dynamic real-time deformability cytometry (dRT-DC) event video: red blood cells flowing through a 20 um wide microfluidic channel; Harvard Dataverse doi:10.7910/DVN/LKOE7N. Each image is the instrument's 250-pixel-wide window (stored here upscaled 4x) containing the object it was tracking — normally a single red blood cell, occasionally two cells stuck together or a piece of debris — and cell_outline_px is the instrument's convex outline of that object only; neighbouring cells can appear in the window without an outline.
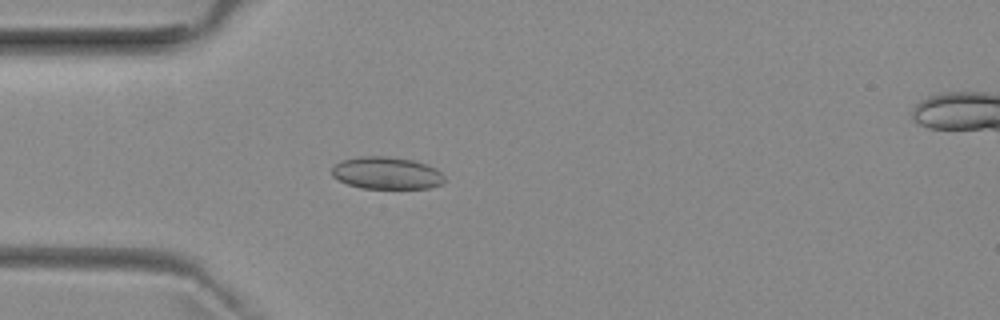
{"species": "common noctule bat (a hibernating species)", "species_latin": "Nyctalus noctula", "temperature_condition": "room temperature", "stored_images_in_passage": 52, "camera_frame_rate_fps": 3000, "um_per_image_px": 0.085, "animal": {"sex": "female", "body_mass_g": 29.2, "forearm_length_mm": 56.3}, "frame": {"image": 1, "passage_image": 15, "time_ms": 4.667, "image_size_px": [1000, 320], "cell_outline_px": [[444, 180], [440, 184], [428, 188], [360, 188], [348, 184], [332, 176], [332, 168], [340, 160], [360, 156], [388, 156], [412, 160], [436, 168], [444, 176]], "centroid_in_image_um": [32.83, 14.7], "position_along_channel_um": 52.2, "area_um2": 21.04}}
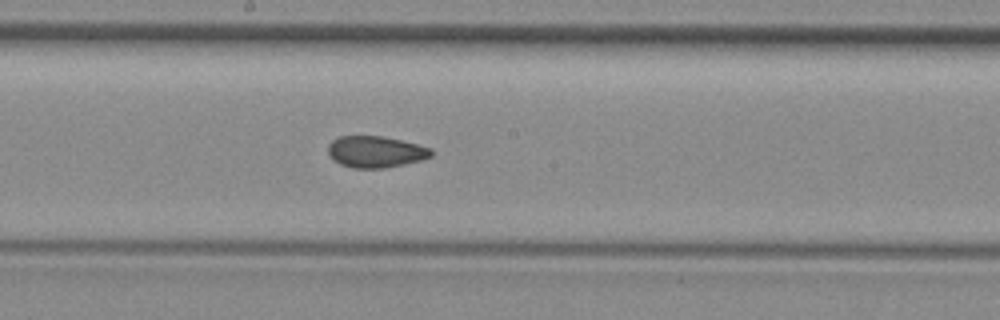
{"frame": {"image": 2, "passage_image": 28, "time_ms": 9.0, "image_size_px": [1000, 320], "cell_outline_px": [[432, 156], [420, 160], [404, 164], [384, 168], [352, 168], [340, 164], [332, 160], [328, 152], [328, 144], [332, 140], [340, 136], [380, 136], [400, 140], [432, 148]], "centroid_in_image_um": [31.89, 12.91], "position_along_channel_um": 216.3, "area_um2": 18.9}}
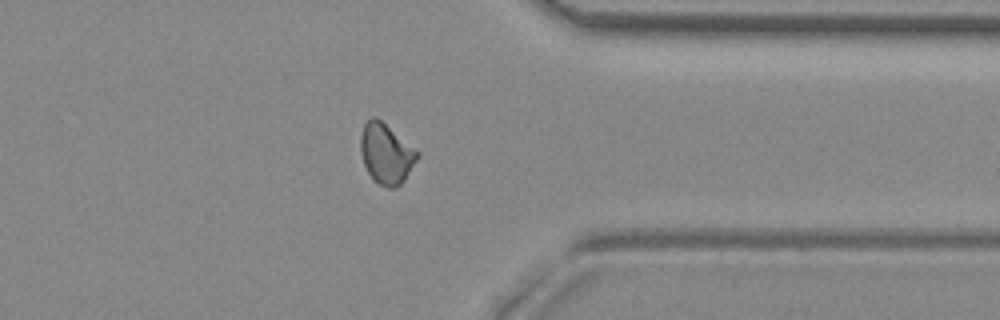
{"frame": {"image": 3, "passage_image": 41, "time_ms": 13.333, "image_size_px": [1000, 320], "cell_outline_px": [[420, 156], [404, 180], [400, 184], [392, 188], [388, 188], [372, 180], [364, 164], [360, 152], [360, 136], [364, 124], [372, 116], [376, 116], [420, 152]], "centroid_in_image_um": [32.82, 13.05], "position_along_channel_um": 378.6, "area_um2": 20.0}, "authors_computed_cell_mechanics": {"area_um2": 19.4208, "velocity_mm_per_s": 3.959, "shape_relaxation_time_tau1_ms": null, "shape_relaxation_time_tau2_ms": 1.723, "deformation_change_tau1": null, "deformation_change_tau2": 0.0755}}